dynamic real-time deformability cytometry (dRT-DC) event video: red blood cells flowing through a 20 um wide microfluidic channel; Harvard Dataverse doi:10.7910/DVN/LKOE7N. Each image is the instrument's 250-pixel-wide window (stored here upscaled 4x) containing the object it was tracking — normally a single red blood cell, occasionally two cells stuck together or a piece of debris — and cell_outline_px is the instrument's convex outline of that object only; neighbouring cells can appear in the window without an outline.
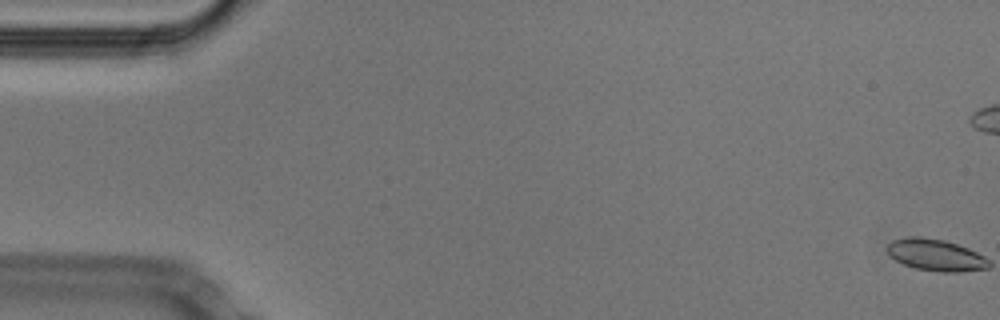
{"species": "Egyptian fruit bat (a non-hibernating species)", "species_latin": "Rousettus aegyptiacus", "temperature_condition": "cold", "stored_images_in_passage": 42, "camera_frame_rate_fps": 3000, "um_per_image_px": 0.085, "animal": {"sex": "male"}, "frame": {"image": 1, "passage_image": 1, "time_ms": 0.0, "image_size_px": [1000, 320], "cell_outline_px": [[980, 268], [924, 268], [908, 264], [900, 260], [896, 256], [904, 240], [932, 240], [952, 244], [964, 248], [980, 256]], "centroid_in_image_um": [79.64, 21.68], "position_along_channel_um": 5.4, "area_um2": 13.47}}
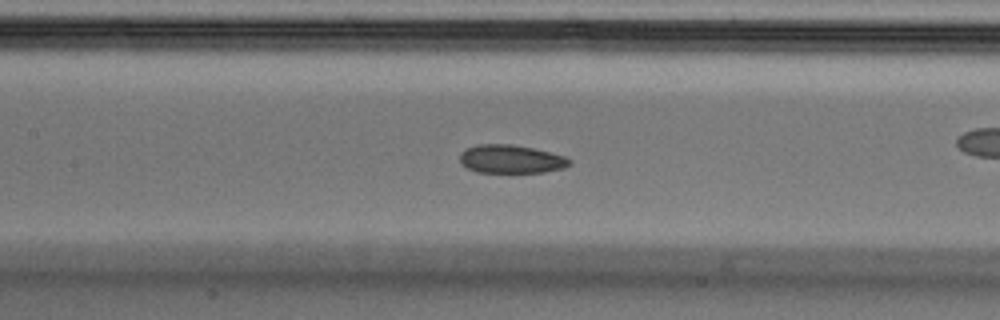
{"frame": {"image": 2, "passage_image": 25, "time_ms": 8.0, "image_size_px": [1000, 320], "cell_outline_px": [[568, 160], [564, 164], [552, 168], [532, 172], [492, 172], [476, 168], [464, 164], [464, 152], [472, 148], [524, 148], [544, 152]], "centroid_in_image_um": [43.44, 13.59], "position_along_channel_um": 164.0, "area_um2": 14.39}}
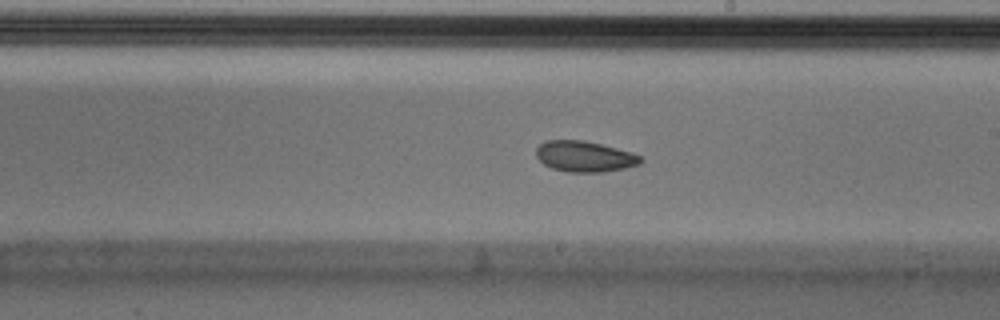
{"frame": {"image": 3, "passage_image": 31, "time_ms": 10.0, "image_size_px": [1000, 320], "cell_outline_px": [[640, 160], [632, 164], [612, 168], [560, 168], [548, 164], [540, 156], [540, 148], [544, 144], [560, 140], [564, 140], [592, 144], [624, 152], [636, 156]], "centroid_in_image_um": [49.63, 13.23], "position_along_channel_um": 239.4, "area_um2": 14.57}}